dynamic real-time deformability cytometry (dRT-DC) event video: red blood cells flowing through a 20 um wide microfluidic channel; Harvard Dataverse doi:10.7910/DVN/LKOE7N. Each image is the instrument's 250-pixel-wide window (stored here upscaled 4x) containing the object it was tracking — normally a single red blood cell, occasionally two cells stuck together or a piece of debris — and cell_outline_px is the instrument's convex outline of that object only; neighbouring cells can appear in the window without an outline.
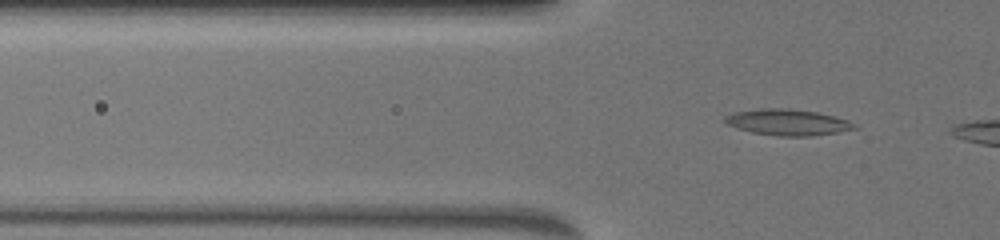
{"species": "common noctule bat (a hibernating species)", "species_latin": "Nyctalus noctula", "temperature_condition": "warm", "stored_images_in_passage": 10, "camera_frame_rate_fps": 3000, "um_per_image_px": 0.085, "animal": {"sex": "female", "body_mass_g": 19.5, "forearm_length_mm": 54.1}, "frame": {"image": 1, "passage_image": 7, "time_ms": 2.0, "image_size_px": [1000, 240], "cell_outline_px": [[856, 128], [836, 132], [812, 136], [780, 136], [752, 132], [736, 128], [728, 124], [724, 120], [724, 116], [732, 112], [760, 108], [788, 108], [816, 112], [848, 120], [856, 124]], "centroid_in_image_um": [66.9, 10.38], "position_along_channel_um": 58.9, "area_um2": 19.59}}